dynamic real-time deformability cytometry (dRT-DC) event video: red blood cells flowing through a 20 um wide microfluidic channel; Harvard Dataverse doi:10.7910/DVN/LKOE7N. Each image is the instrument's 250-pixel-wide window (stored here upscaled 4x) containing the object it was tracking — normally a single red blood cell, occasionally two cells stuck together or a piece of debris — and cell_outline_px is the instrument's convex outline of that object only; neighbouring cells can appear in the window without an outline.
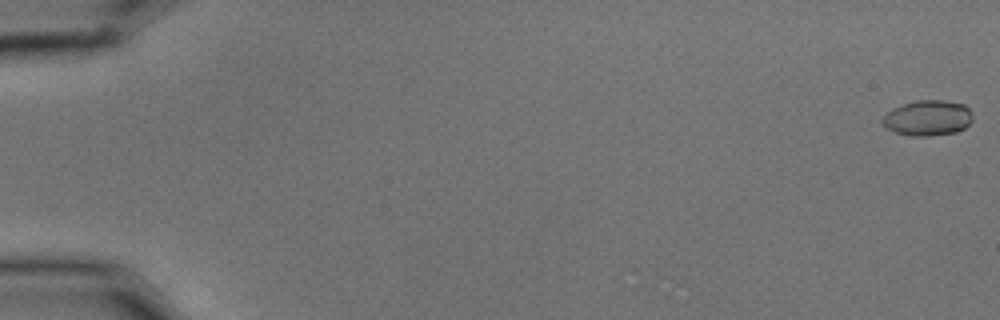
{"species": "common noctule bat (a hibernating species)", "species_latin": "Nyctalus noctula", "temperature_condition": "cold", "stored_images_in_passage": 4, "camera_frame_rate_fps": 3000, "um_per_image_px": 0.085, "animal": {"sex": "male", "body_mass_g": 15.6}, "frame": {"image": 1, "passage_image": 1, "time_ms": 0.0, "image_size_px": [1000, 320], "cell_outline_px": [[972, 120], [964, 128], [956, 132], [928, 136], [912, 136], [896, 132], [888, 128], [880, 120], [892, 108], [916, 100], [944, 100], [964, 104], [972, 112]], "centroid_in_image_um": [78.88, 10.02], "position_along_channel_um": 6.1, "area_um2": 18.55}}